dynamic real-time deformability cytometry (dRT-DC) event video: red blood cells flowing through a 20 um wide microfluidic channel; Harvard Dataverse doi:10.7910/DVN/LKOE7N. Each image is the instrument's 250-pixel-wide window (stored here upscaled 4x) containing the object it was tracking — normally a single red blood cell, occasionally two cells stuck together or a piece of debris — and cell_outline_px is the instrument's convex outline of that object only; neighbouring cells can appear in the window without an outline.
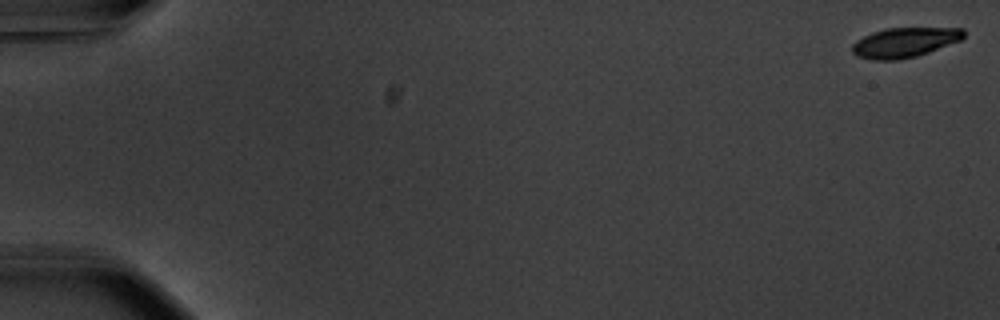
{"species": "common noctule bat (a hibernating species)", "species_latin": "Nyctalus noctula", "temperature_condition": "warm", "stored_images_in_passage": 8, "camera_frame_rate_fps": 3000, "um_per_image_px": 0.085, "animal": {"sex": "male", "body_mass_g": 20.1, "forearm_length_mm": 53.5}, "frame": {"image": 1, "passage_image": 1, "time_ms": 0.0, "image_size_px": [1000, 320], "cell_outline_px": [[964, 36], [960, 40], [928, 52], [916, 56], [896, 60], [872, 60], [856, 56], [852, 52], [852, 44], [856, 40], [872, 32], [884, 28], [964, 28]], "centroid_in_image_um": [76.84, 3.61], "position_along_channel_um": 8.2, "area_um2": 19.31}}